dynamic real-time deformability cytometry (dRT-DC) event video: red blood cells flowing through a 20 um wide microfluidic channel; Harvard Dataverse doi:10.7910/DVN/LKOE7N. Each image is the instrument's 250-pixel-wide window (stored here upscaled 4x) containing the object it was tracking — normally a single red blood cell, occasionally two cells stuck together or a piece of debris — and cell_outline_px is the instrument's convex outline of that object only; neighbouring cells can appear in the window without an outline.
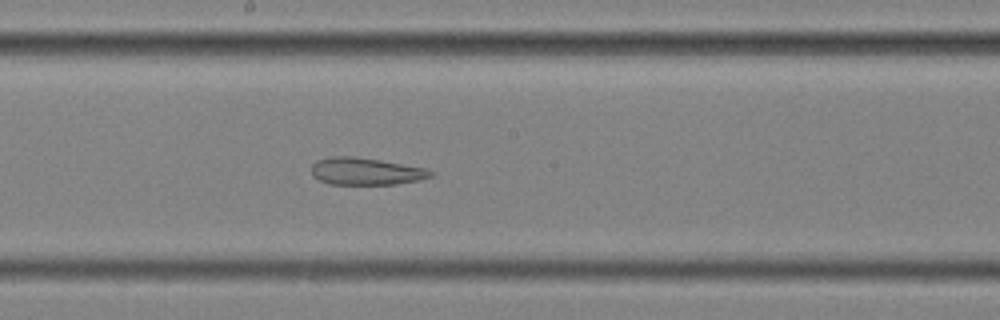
{"species": "common noctule bat (a hibernating species)", "species_latin": "Nyctalus noctula", "temperature_condition": "cold", "stored_images_in_passage": 46, "segment_of_instrument_passage": [2, 2], "camera_frame_rate_fps": 3000, "um_per_image_px": 0.085, "animal": {"sex": "female", "body_mass_g": 25.1}, "frame": {"image": 1, "passage_image": 20, "time_ms": 6.333, "image_size_px": [1000, 320], "cell_outline_px": [[436, 172], [432, 176], [420, 180], [396, 184], [328, 184], [312, 176], [312, 164], [316, 160], [332, 156], [352, 156], [380, 160], [424, 168]], "centroid_in_image_um": [31.09, 14.56], "position_along_channel_um": 217.1, "area_um2": 18.9}}
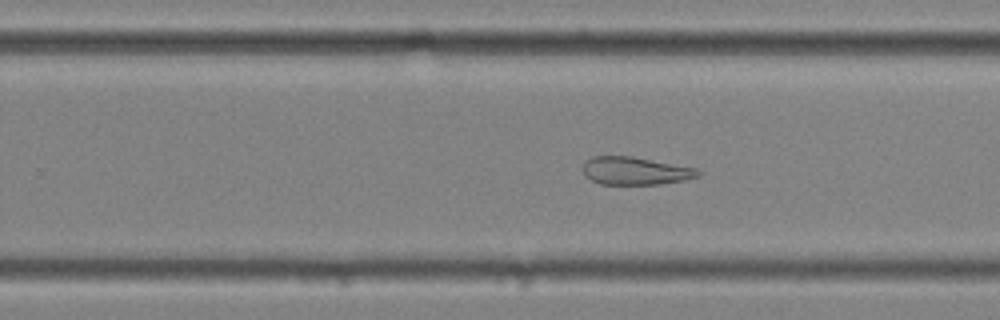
{"frame": {"image": 2, "passage_image": 25, "time_ms": 8.0, "image_size_px": [1000, 320], "cell_outline_px": [[704, 172], [700, 176], [684, 180], [660, 184], [600, 184], [584, 176], [584, 160], [592, 156], [632, 156], [696, 168]], "centroid_in_image_um": [54.01, 14.52], "position_along_channel_um": 275.8, "area_um2": 18.79}}
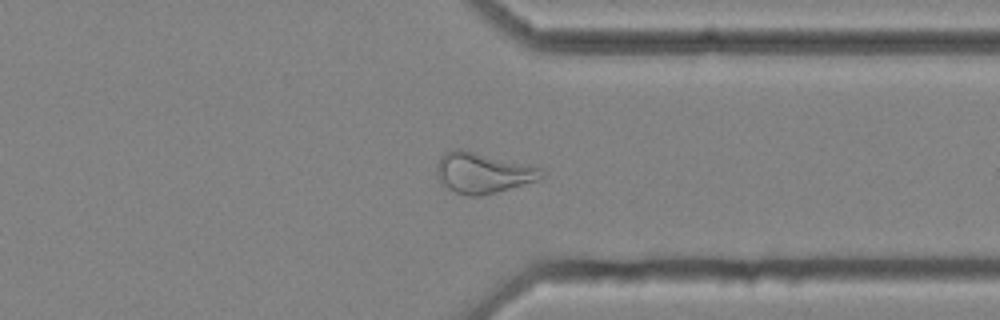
{"frame": {"image": 3, "passage_image": 33, "time_ms": 10.667, "image_size_px": [1000, 320], "cell_outline_px": [[544, 176], [536, 180], [496, 192], [480, 196], [468, 196], [456, 192], [448, 188], [440, 180], [436, 172], [436, 164], [448, 152], [456, 148], [460, 148], [540, 168]], "centroid_in_image_um": [41.01, 14.7], "position_along_channel_um": 370.4, "area_um2": 24.04}}